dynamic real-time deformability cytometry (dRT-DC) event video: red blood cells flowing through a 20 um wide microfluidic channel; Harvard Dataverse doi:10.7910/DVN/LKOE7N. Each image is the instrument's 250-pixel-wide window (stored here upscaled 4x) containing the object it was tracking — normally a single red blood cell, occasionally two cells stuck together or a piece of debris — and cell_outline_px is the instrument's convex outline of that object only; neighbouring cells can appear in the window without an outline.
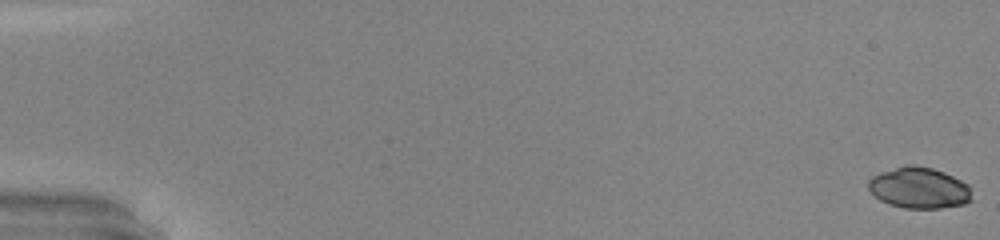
{"species": "common noctule bat (a hibernating species)", "species_latin": "Nyctalus noctula", "temperature_condition": "warm", "stored_images_in_passage": 50, "camera_frame_rate_fps": 3000, "um_per_image_px": 0.085, "animal": {"sex": "male", "body_mass_g": 20.0, "forearm_length_mm": 53.3}, "frame": {"image": 1, "passage_image": 1, "time_ms": 0.0, "image_size_px": [1000, 240], "cell_outline_px": [[972, 200], [964, 204], [940, 208], [904, 208], [888, 204], [880, 200], [868, 188], [868, 180], [872, 176], [880, 172], [904, 164], [916, 164], [932, 168], [944, 172], [968, 184]], "centroid_in_image_um": [78.1, 15.96], "position_along_channel_um": 6.9, "area_um2": 24.91}}
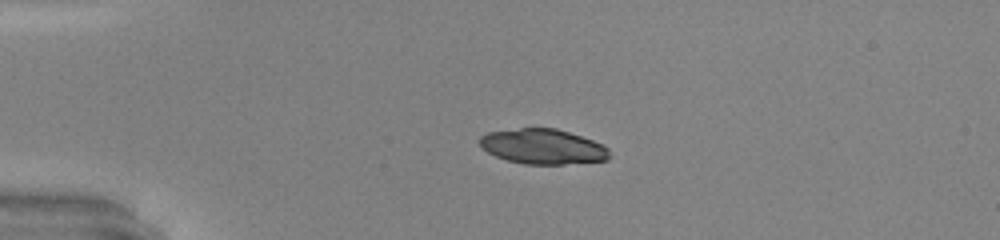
{"frame": {"image": 2, "passage_image": 13, "time_ms": 4.0, "image_size_px": [1000, 240], "cell_outline_px": [[608, 160], [564, 164], [524, 164], [508, 160], [496, 156], [488, 152], [480, 144], [480, 136], [488, 132], [520, 128], [556, 128], [604, 144], [608, 148]], "centroid_in_image_um": [46.15, 12.45], "position_along_channel_um": 38.9, "area_um2": 26.3}}
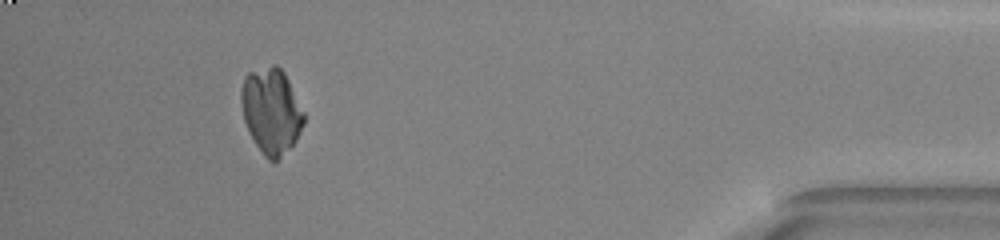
{"frame": {"image": 3, "passage_image": 46, "time_ms": 15.0, "image_size_px": [1000, 240], "cell_outline_px": [[304, 124], [296, 140], [276, 164], [272, 164], [264, 156], [248, 132], [244, 120], [240, 104], [240, 92], [244, 76], [248, 72], [272, 64], [276, 64], [284, 72], [304, 112]], "centroid_in_image_um": [23.04, 9.45], "position_along_channel_um": 412.2, "area_um2": 31.67}}